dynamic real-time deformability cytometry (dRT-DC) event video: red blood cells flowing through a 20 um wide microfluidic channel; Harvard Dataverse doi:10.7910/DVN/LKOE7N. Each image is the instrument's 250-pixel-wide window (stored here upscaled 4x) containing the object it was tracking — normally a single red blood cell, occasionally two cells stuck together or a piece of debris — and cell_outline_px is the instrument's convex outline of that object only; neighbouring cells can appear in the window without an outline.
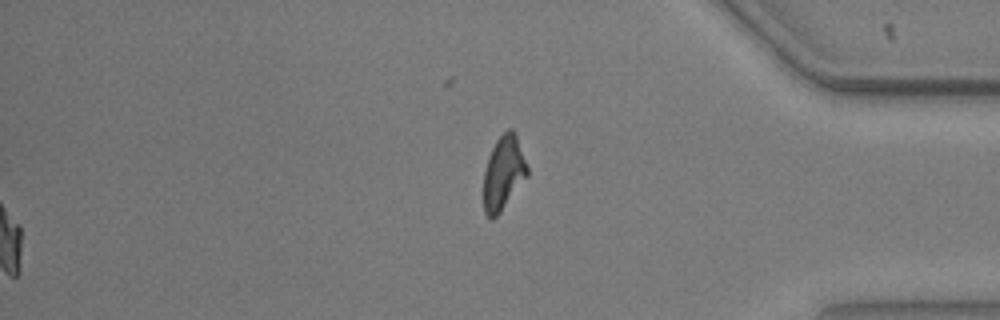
{"species": "common noctule bat (a hibernating species)", "species_latin": "Nyctalus noctula", "temperature_condition": "warm", "stored_images_in_passage": 56, "segment_of_instrument_passage": [2, 2], "camera_frame_rate_fps": 3000, "um_per_image_px": 0.085, "animal": {"sex": "male", "body_mass_g": 20.5, "forearm_length_mm": 52.5}, "frame": {"image": 1, "passage_image": 56, "time_ms": 18.333, "image_size_px": [1000, 320], "cell_outline_px": [[528, 176], [500, 212], [492, 220], [484, 212], [484, 172], [488, 156], [496, 140], [508, 128], [512, 128], [516, 136], [528, 168]], "centroid_in_image_um": [42.79, 14.7], "position_along_channel_um": 392.4, "area_um2": 18.61}}